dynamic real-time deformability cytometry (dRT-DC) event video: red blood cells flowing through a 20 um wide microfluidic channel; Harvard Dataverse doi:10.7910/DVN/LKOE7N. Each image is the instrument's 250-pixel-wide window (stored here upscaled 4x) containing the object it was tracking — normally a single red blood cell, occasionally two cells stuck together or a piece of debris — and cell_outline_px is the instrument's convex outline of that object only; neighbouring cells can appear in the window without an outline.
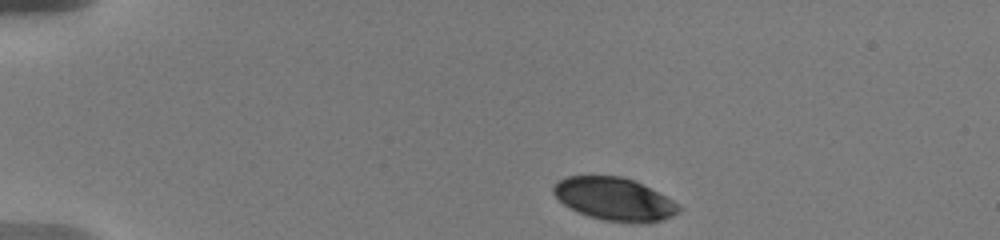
{"species": "human", "species_latin": "Homo sapiens", "temperature_condition": "warm", "stored_images_in_passage": 37, "camera_frame_rate_fps": 3000, "um_per_image_px": 0.085, "donor": {"sex": "male"}, "frame": {"image": 1, "passage_image": 1, "time_ms": 0.0, "image_size_px": [1000, 240], "cell_outline_px": [[680, 212], [672, 216], [660, 220], [640, 224], [636, 224], [604, 220], [588, 216], [564, 204], [552, 192], [552, 188], [556, 180], [564, 176], [624, 176], [672, 200], [680, 208]], "centroid_in_image_um": [52.18, 16.92], "position_along_channel_um": 32.8, "area_um2": 31.04}}
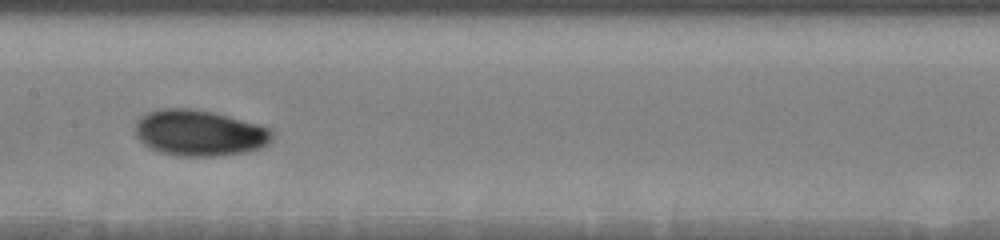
{"frame": {"image": 2, "passage_image": 16, "time_ms": 6.333, "image_size_px": [1000, 240], "cell_outline_px": [[272, 140], [268, 144], [260, 148], [244, 152], [212, 156], [176, 156], [160, 152], [144, 144], [136, 136], [136, 120], [140, 116], [148, 112], [160, 108], [192, 108], [212, 112], [260, 124], [272, 128]], "centroid_in_image_um": [16.95, 11.29], "position_along_channel_um": 190.4, "area_um2": 36.82}}
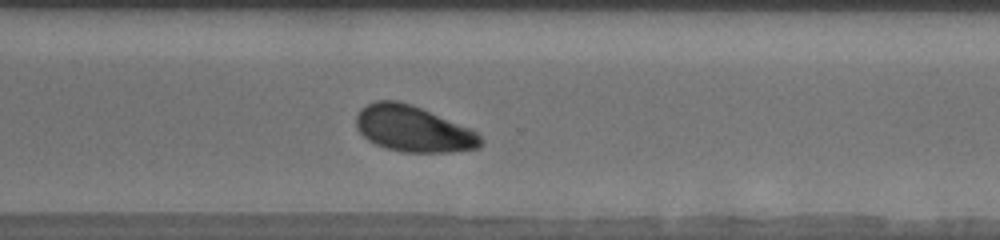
{"frame": {"image": 3, "passage_image": 35, "time_ms": 10.333, "image_size_px": [1000, 240], "cell_outline_px": [[484, 144], [480, 148], [448, 152], [400, 152], [384, 148], [368, 140], [360, 132], [356, 124], [356, 116], [360, 108], [376, 100], [396, 100], [412, 104], [472, 128], [484, 140]], "centroid_in_image_um": [35.16, 10.95], "position_along_channel_um": 335.4, "area_um2": 33.76}}